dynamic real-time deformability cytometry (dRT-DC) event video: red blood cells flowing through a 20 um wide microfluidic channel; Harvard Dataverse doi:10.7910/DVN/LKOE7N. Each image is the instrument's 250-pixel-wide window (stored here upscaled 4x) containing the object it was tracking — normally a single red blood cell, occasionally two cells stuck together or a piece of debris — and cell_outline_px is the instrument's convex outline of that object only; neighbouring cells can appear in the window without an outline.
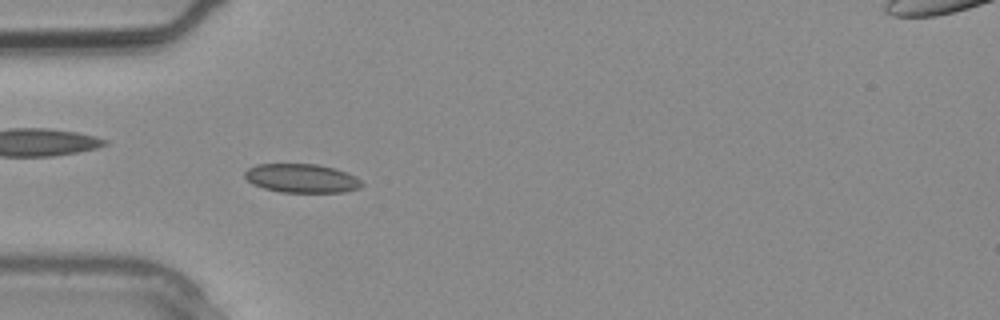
{"species": "common noctule bat (a hibernating species)", "species_latin": "Nyctalus noctula", "temperature_condition": "warm", "stored_images_in_passage": 3, "camera_frame_rate_fps": 3000, "um_per_image_px": 0.085, "animal": {"sex": "male", "body_mass_g": 20.4}, "frame": {"image": 1, "passage_image": 3, "time_ms": 0.667, "image_size_px": [1000, 320], "cell_outline_px": [[364, 184], [360, 188], [344, 192], [280, 192], [264, 188], [252, 184], [244, 176], [244, 172], [248, 168], [256, 164], [316, 164], [336, 168], [348, 172], [356, 176]], "centroid_in_image_um": [25.66, 15.15], "position_along_channel_um": 59.3, "area_um2": 19.83}}